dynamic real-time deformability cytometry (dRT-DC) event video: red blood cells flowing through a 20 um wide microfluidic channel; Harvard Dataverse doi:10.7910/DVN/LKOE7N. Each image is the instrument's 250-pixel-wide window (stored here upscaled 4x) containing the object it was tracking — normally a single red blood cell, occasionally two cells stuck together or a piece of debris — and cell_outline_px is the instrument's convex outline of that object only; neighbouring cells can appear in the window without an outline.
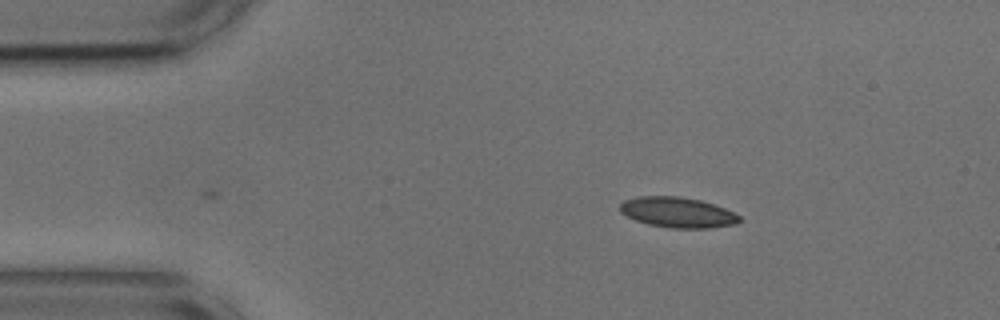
{"species": "common noctule bat (a hibernating species)", "species_latin": "Nyctalus noctula", "temperature_condition": "cold", "stored_images_in_passage": 19, "camera_frame_rate_fps": 3000, "um_per_image_px": 0.085, "animal": {"sex": "male", "body_mass_g": 17.9, "forearm_length_mm": 54.2}, "frame": {"image": 1, "passage_image": 1, "time_ms": 0.0, "image_size_px": [1000, 320], "cell_outline_px": [[744, 220], [736, 224], [708, 228], [668, 228], [648, 224], [636, 220], [620, 212], [620, 204], [624, 200], [640, 196], [680, 196], [700, 200], [724, 208], [740, 216]], "centroid_in_image_um": [57.61, 18.06], "position_along_channel_um": 27.4, "area_um2": 21.15}}